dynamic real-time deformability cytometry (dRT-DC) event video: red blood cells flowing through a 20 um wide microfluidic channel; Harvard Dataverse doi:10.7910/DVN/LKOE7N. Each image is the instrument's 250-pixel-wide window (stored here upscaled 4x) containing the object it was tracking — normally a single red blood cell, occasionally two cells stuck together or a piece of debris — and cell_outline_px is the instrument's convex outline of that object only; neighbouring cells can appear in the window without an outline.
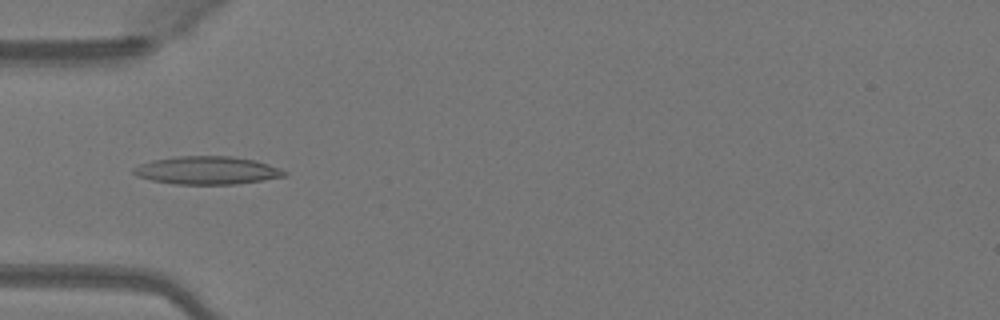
{"species": "Egyptian fruit bat (a non-hibernating species)", "species_latin": "Rousettus aegyptiacus", "temperature_condition": "warm", "stored_images_in_passage": 49, "camera_frame_rate_fps": 3000, "um_per_image_px": 0.085, "animal": {"sex": "female"}, "frame": {"image": 1, "passage_image": 16, "time_ms": 5.0, "image_size_px": [1000, 320], "cell_outline_px": [[288, 176], [236, 184], [176, 184], [152, 180], [136, 176], [132, 172], [132, 168], [140, 164], [152, 160], [176, 156], [228, 156], [256, 160], [280, 168], [288, 172]], "centroid_in_image_um": [17.61, 14.48], "position_along_channel_um": 67.4, "area_um2": 24.68}}
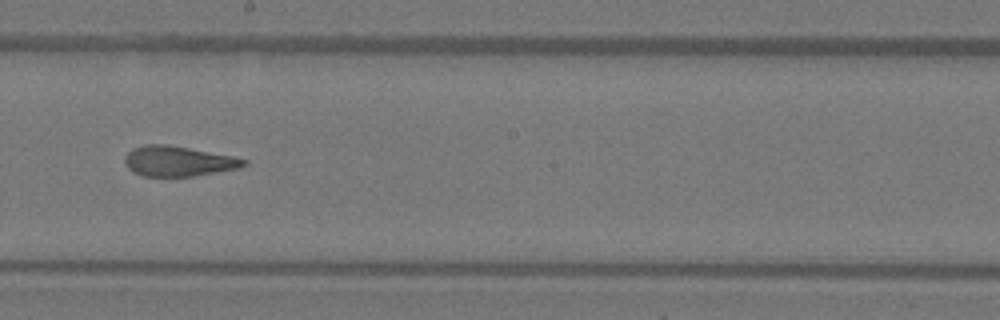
{"frame": {"image": 2, "passage_image": 28, "time_ms": 9.0, "image_size_px": [1000, 320], "cell_outline_px": [[248, 164], [240, 168], [192, 176], [144, 176], [132, 172], [128, 168], [124, 160], [124, 156], [132, 148], [144, 144], [164, 144], [188, 148], [232, 156], [248, 160]], "centroid_in_image_um": [15.13, 13.7], "position_along_channel_um": 233.1, "area_um2": 20.87}}
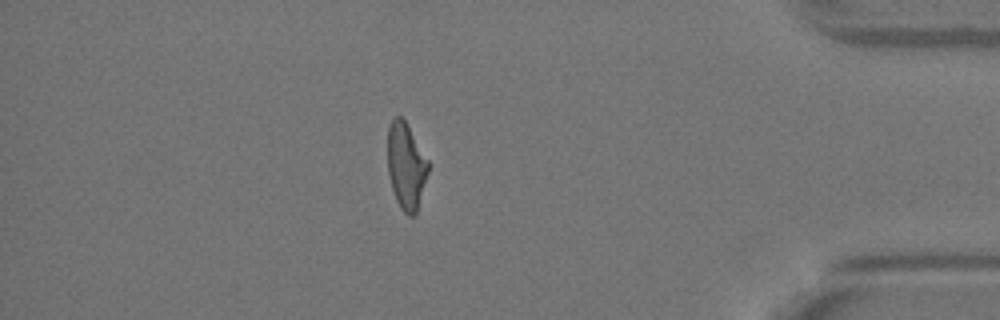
{"frame": {"image": 3, "passage_image": 43, "time_ms": 14.0, "image_size_px": [1000, 320], "cell_outline_px": [[428, 172], [416, 216], [408, 216], [400, 208], [396, 200], [392, 188], [388, 172], [388, 124], [392, 116], [400, 116], [404, 120], [428, 160]], "centroid_in_image_um": [34.5, 14.13], "position_along_channel_um": 400.7, "area_um2": 20.4}, "authors_computed_cell_mechanics": {"area_um2": 21.675, "velocity_mm_per_s": 4.1341, "shape_relaxation_time_tau1_ms": null, "shape_relaxation_time_tau2_ms": 1.9237, "deformation_change_tau1": null, "deformation_change_tau2": 0.1003}}